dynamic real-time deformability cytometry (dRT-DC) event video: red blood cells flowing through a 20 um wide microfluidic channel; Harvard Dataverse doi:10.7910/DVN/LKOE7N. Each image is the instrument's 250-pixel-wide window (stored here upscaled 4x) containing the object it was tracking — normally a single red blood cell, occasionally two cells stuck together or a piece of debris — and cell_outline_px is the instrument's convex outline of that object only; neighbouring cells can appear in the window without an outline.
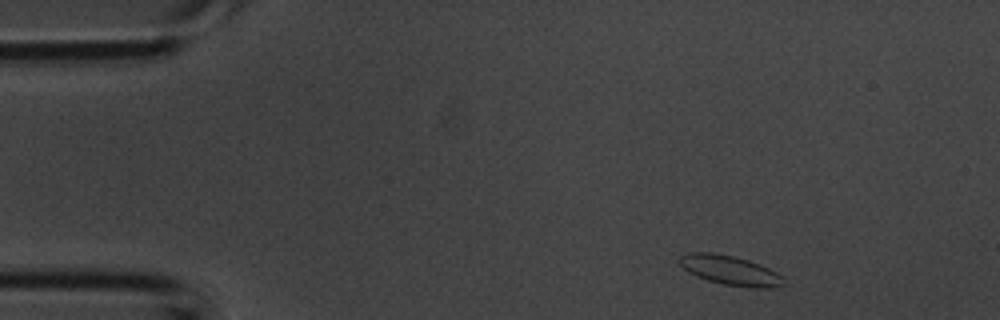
{"species": "common noctule bat (a hibernating species)", "species_latin": "Nyctalus noctula", "temperature_condition": "room temperature", "stored_images_in_passage": 4, "camera_frame_rate_fps": 3000, "um_per_image_px": 0.085, "animal": {"sex": "male", "body_mass_g": 20.1, "forearm_length_mm": 53.5}, "frame": {"image": 1, "passage_image": 4, "time_ms": 1.0, "image_size_px": [1000, 320], "cell_outline_px": [[788, 284], [772, 288], [748, 288], [724, 284], [708, 280], [696, 276], [688, 272], [676, 260], [680, 256], [688, 252], [712, 252], [732, 256], [748, 260], [760, 264], [784, 276]], "centroid_in_image_um": [62.1, 22.99], "position_along_channel_um": 22.9, "area_um2": 18.21}}